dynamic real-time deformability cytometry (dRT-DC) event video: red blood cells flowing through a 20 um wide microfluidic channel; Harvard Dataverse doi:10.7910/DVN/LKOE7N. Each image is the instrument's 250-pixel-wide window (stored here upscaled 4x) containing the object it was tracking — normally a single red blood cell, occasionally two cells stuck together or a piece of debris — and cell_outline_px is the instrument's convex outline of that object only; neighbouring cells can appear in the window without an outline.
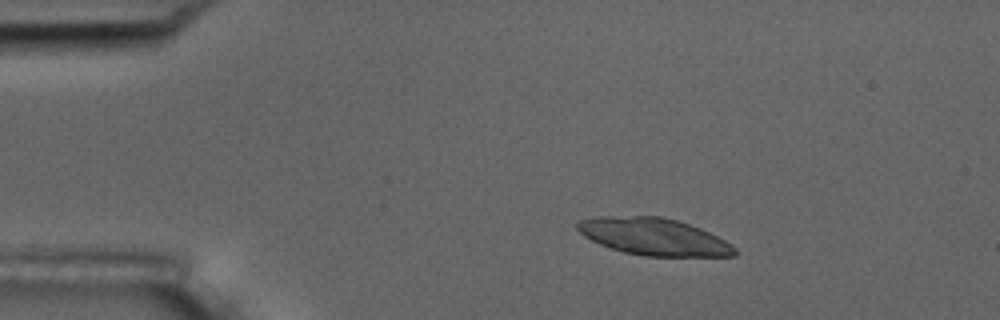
{"species": "common noctule bat (a hibernating species)", "species_latin": "Nyctalus noctula", "temperature_condition": "room temperature", "stored_images_in_passage": 5, "camera_frame_rate_fps": 3000, "um_per_image_px": 0.085, "animal": {"sex": "male", "body_mass_g": 17.5, "forearm_length_mm": 52.3}, "frame": {"image": 1, "passage_image": 2, "time_ms": 1.333, "image_size_px": [1000, 320], "cell_outline_px": [[736, 256], [644, 256], [624, 252], [600, 244], [584, 236], [576, 228], [576, 224], [580, 220], [596, 216], [660, 216], [676, 220], [700, 228], [732, 244], [736, 248]], "centroid_in_image_um": [55.56, 20.11], "position_along_channel_um": 29.4, "area_um2": 33.81}}